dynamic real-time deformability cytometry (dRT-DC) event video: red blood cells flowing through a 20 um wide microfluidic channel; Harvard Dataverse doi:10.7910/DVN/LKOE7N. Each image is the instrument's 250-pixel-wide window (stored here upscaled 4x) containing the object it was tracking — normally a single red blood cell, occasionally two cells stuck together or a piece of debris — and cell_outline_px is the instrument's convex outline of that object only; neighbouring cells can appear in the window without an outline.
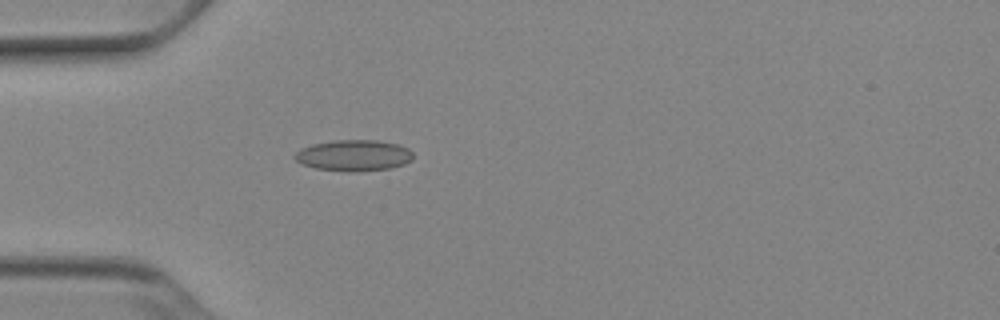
{"species": "Egyptian fruit bat (a non-hibernating species)", "species_latin": "Rousettus aegyptiacus", "temperature_condition": "cold", "stored_images_in_passage": 37, "camera_frame_rate_fps": 3000, "um_per_image_px": 0.085, "animal": {"sex": "female"}, "frame": {"image": 1, "passage_image": 1, "time_ms": 0.0, "image_size_px": [1000, 320], "cell_outline_px": [[412, 160], [404, 164], [388, 168], [352, 172], [348, 172], [316, 168], [304, 164], [296, 160], [292, 156], [300, 148], [312, 144], [336, 140], [376, 140], [400, 144], [408, 148], [412, 152]], "centroid_in_image_um": [30.07, 13.2], "position_along_channel_um": 54.9, "area_um2": 21.44}}
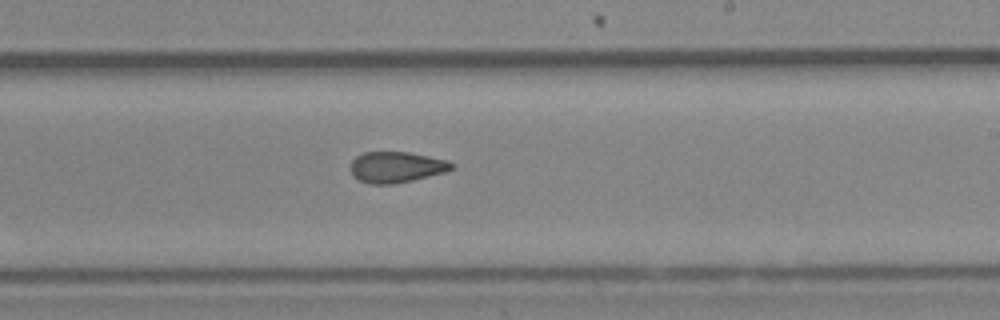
{"frame": {"image": 2, "passage_image": 17, "time_ms": 5.333, "image_size_px": [1000, 320], "cell_outline_px": [[456, 164], [448, 172], [412, 180], [392, 184], [368, 184], [352, 176], [348, 168], [352, 160], [356, 156], [364, 152], [408, 152], [448, 160]], "centroid_in_image_um": [33.67, 14.21], "position_along_channel_um": 255.3, "area_um2": 18.5}}
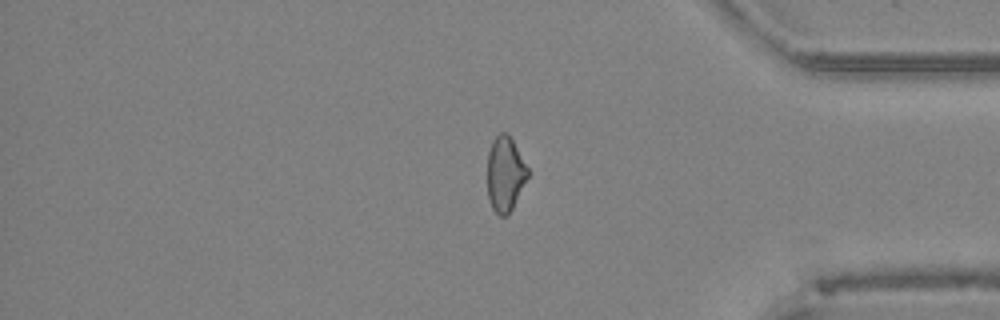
{"frame": {"image": 3, "passage_image": 29, "time_ms": 9.333, "image_size_px": [1000, 320], "cell_outline_px": [[528, 176], [508, 216], [500, 216], [492, 208], [488, 196], [488, 152], [492, 140], [500, 132], [508, 132], [528, 168]], "centroid_in_image_um": [42.93, 14.77], "position_along_channel_um": 392.3, "area_um2": 17.51}, "authors_computed_cell_mechanics": {"area_um2": 18.6116, "velocity_mm_per_s": 3.9038, "shape_relaxation_time_tau1_ms": null, "shape_relaxation_time_tau2_ms": 2.2169, "deformation_change_tau1": null, "deformation_change_tau2": 0.0753}}